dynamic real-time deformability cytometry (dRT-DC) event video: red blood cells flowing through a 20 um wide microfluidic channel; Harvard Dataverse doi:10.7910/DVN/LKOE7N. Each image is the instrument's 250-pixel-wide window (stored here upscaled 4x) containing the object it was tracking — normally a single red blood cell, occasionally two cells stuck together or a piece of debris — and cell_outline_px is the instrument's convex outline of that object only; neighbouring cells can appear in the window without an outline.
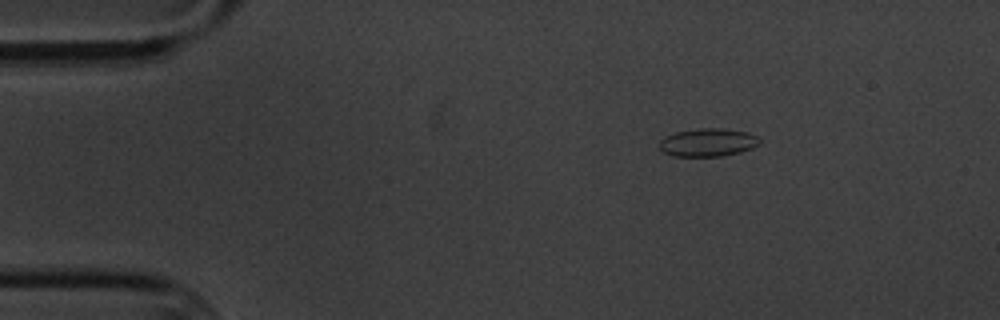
{"species": "common noctule bat (a hibernating species)", "species_latin": "Nyctalus noctula", "temperature_condition": "cold", "stored_images_in_passage": 6, "camera_frame_rate_fps": 3000, "um_per_image_px": 0.085, "animal": {"sex": "male", "body_mass_g": 20.1, "forearm_length_mm": 53.5}, "frame": {"image": 1, "passage_image": 3, "time_ms": 2.333, "image_size_px": [1000, 320], "cell_outline_px": [[760, 144], [752, 148], [740, 152], [720, 156], [672, 156], [664, 152], [660, 148], [660, 140], [664, 136], [676, 132], [700, 128], [724, 128], [748, 132], [756, 136], [760, 140]], "centroid_in_image_um": [60.17, 12.1], "position_along_channel_um": 24.8, "area_um2": 16.42}}